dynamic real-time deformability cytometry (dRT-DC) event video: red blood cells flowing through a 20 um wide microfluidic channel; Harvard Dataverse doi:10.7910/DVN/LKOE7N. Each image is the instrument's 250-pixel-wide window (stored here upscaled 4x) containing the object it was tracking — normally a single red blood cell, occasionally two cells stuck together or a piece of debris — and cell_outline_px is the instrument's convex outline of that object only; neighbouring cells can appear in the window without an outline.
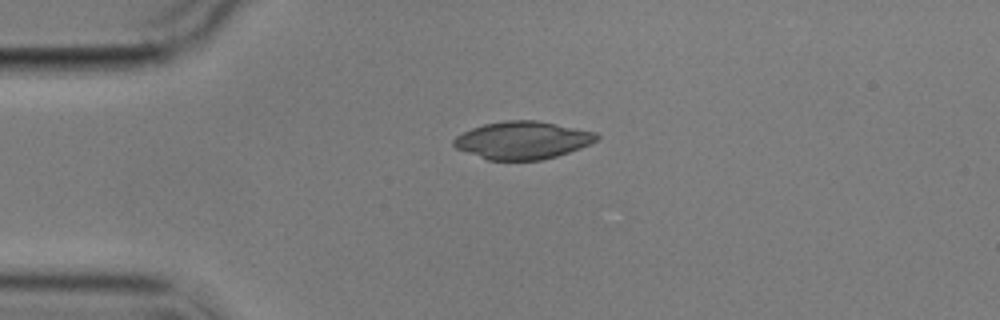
{"species": "common noctule bat (a hibernating species)", "species_latin": "Nyctalus noctula", "temperature_condition": "cold", "stored_images_in_passage": 2, "camera_frame_rate_fps": 3000, "um_per_image_px": 0.085, "animal": {"sex": "male", "body_mass_g": 17.9}, "frame": {"image": 1, "passage_image": 1, "time_ms": 0.0, "image_size_px": [1000, 320], "cell_outline_px": [[600, 136], [596, 140], [580, 148], [556, 156], [540, 160], [488, 160], [456, 148], [452, 144], [452, 140], [456, 136], [472, 128], [484, 124], [504, 120], [536, 120], [596, 132]], "centroid_in_image_um": [44.39, 11.91], "position_along_channel_um": 40.6, "area_um2": 31.15}}